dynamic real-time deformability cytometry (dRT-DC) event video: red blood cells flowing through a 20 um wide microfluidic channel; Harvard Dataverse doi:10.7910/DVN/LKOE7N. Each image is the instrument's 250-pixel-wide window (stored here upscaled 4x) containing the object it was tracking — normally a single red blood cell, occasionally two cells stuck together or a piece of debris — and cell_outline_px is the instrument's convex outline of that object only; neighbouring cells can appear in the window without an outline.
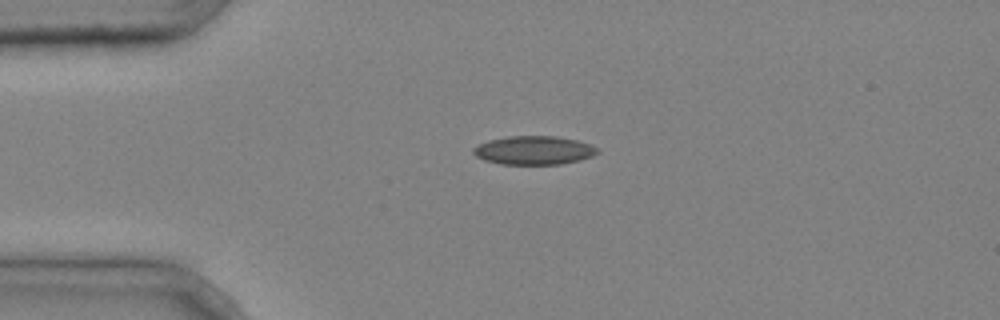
{"species": "common noctule bat (a hibernating species)", "species_latin": "Nyctalus noctula", "temperature_condition": "cold", "stored_images_in_passage": 4, "camera_frame_rate_fps": 3000, "um_per_image_px": 0.085, "animal": {"sex": "male", "body_mass_g": 20.4}, "frame": {"image": 1, "passage_image": 1, "time_ms": 0.0, "image_size_px": [1000, 320], "cell_outline_px": [[600, 152], [592, 156], [580, 160], [560, 164], [500, 164], [484, 160], [476, 156], [472, 152], [472, 148], [488, 140], [508, 136], [556, 136], [576, 140], [592, 144], [600, 148]], "centroid_in_image_um": [45.41, 12.77], "position_along_channel_um": 39.6, "area_um2": 20.87}}